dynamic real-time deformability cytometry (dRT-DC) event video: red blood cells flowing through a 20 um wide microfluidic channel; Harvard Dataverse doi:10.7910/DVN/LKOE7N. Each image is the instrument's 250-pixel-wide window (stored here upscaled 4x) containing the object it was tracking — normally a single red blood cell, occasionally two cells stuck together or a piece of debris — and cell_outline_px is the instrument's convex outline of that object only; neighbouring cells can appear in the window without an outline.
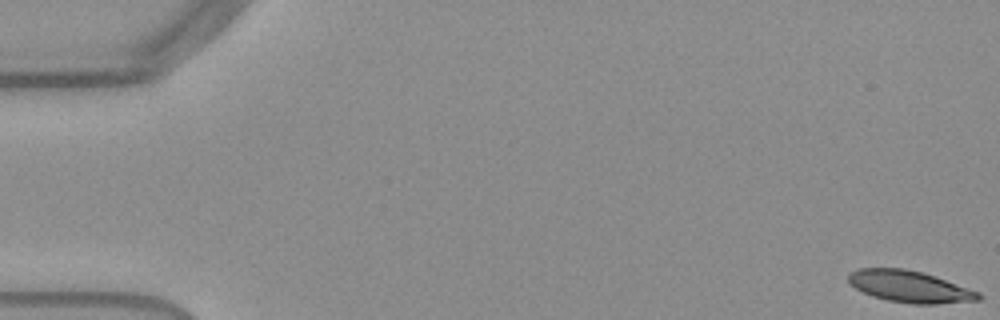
{"species": "Egyptian fruit bat (a non-hibernating species)", "species_latin": "Rousettus aegyptiacus", "temperature_condition": "warm", "stored_images_in_passage": 54, "camera_frame_rate_fps": 3000, "um_per_image_px": 0.085, "frame": {"image": 1, "passage_image": 1, "time_ms": 0.0, "image_size_px": [1000, 320], "cell_outline_px": [[984, 296], [980, 300], [936, 304], [912, 304], [888, 300], [872, 296], [856, 288], [848, 280], [848, 272], [860, 268], [904, 268], [920, 272], [980, 292]], "centroid_in_image_um": [77.32, 24.36], "position_along_channel_um": 7.7, "area_um2": 23.76}}
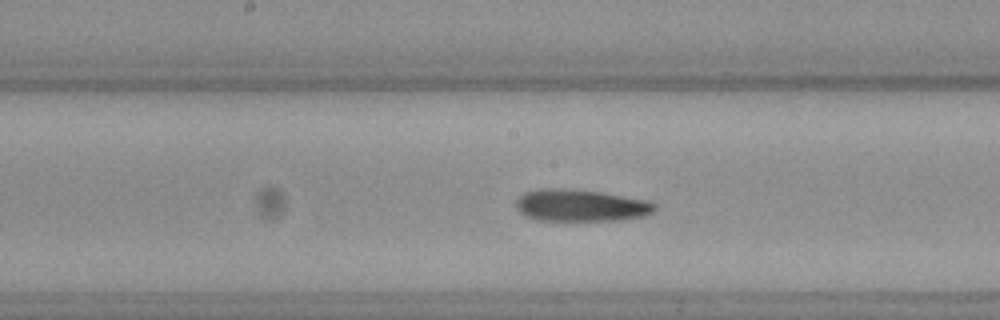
{"frame": {"image": 2, "passage_image": 28, "time_ms": 9.0, "image_size_px": [1000, 320], "cell_outline_px": [[656, 208], [652, 212], [644, 216], [620, 220], [536, 220], [524, 216], [516, 208], [516, 200], [524, 192], [540, 188], [564, 188], [600, 192], [648, 200], [656, 204]], "centroid_in_image_um": [49.34, 17.46], "position_along_channel_um": 198.9, "area_um2": 25.95}}
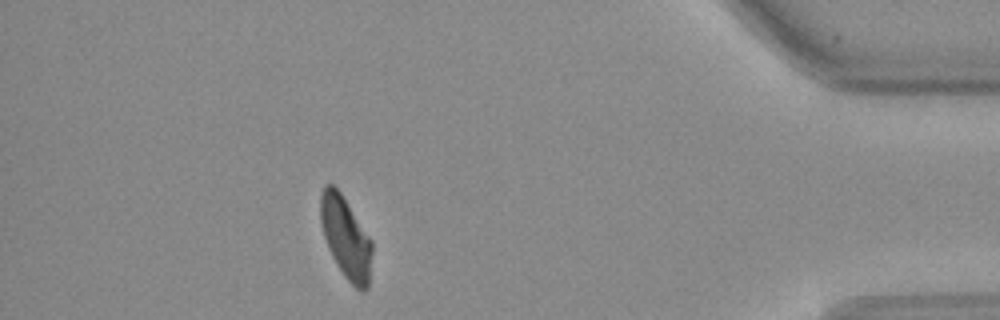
{"frame": {"image": 3, "passage_image": 48, "time_ms": 15.667, "image_size_px": [1000, 320], "cell_outline_px": [[372, 252], [368, 288], [364, 292], [360, 292], [344, 276], [332, 256], [328, 248], [324, 236], [320, 220], [320, 196], [324, 184], [332, 184], [340, 192], [372, 240]], "centroid_in_image_um": [29.39, 20.21], "position_along_channel_um": 405.8, "area_um2": 24.45}, "authors_computed_cell_mechanics": {"area_um2": 25.5765, "velocity_mm_per_s": 3.8294, "shape_relaxation_time_tau1_ms": 4.0819, "shape_relaxation_time_tau2_ms": 4.0872, "deformation_change_tau1": 0.1395, "deformation_change_tau2": 0.1184}}